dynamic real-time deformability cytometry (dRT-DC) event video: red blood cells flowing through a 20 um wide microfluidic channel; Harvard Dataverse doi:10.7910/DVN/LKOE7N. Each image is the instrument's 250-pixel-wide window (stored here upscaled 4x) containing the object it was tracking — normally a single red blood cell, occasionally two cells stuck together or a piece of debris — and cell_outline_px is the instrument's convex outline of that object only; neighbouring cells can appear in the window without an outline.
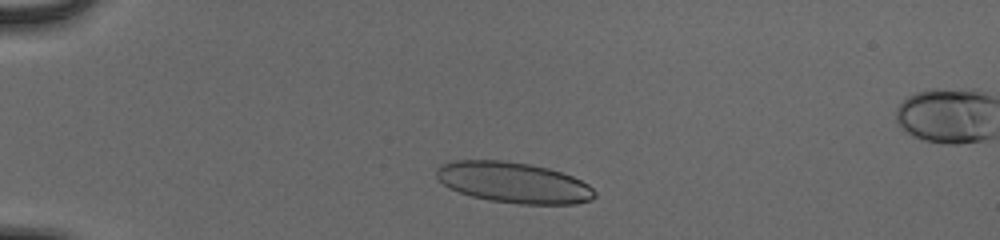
{"species": "human", "species_latin": "Homo sapiens", "temperature_condition": "cold", "stored_images_in_passage": 41, "camera_frame_rate_fps": 3000, "um_per_image_px": 0.085, "donor": {"sex": "male"}, "frame": {"image": 1, "passage_image": 1, "time_ms": 0.0, "image_size_px": [1000, 240], "cell_outline_px": [[596, 196], [592, 200], [576, 204], [520, 204], [488, 200], [472, 196], [448, 188], [436, 176], [436, 168], [440, 164], [452, 160], [504, 160], [528, 164], [548, 168], [572, 176], [588, 184], [596, 192]], "centroid_in_image_um": [43.64, 15.51], "position_along_channel_um": 41.4, "area_um2": 37.74}}
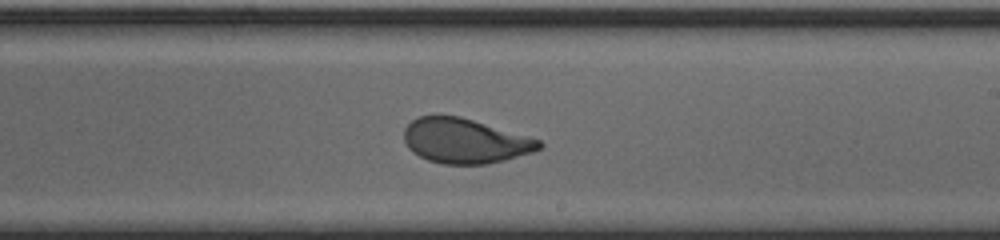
{"frame": {"image": 2, "passage_image": 21, "time_ms": 6.667, "image_size_px": [1000, 240], "cell_outline_px": [[544, 148], [532, 152], [504, 160], [488, 164], [444, 164], [428, 160], [412, 152], [408, 148], [404, 140], [404, 128], [412, 120], [420, 116], [460, 116], [540, 140], [544, 144]], "centroid_in_image_um": [39.52, 11.98], "position_along_channel_um": 249.5, "area_um2": 35.08}}
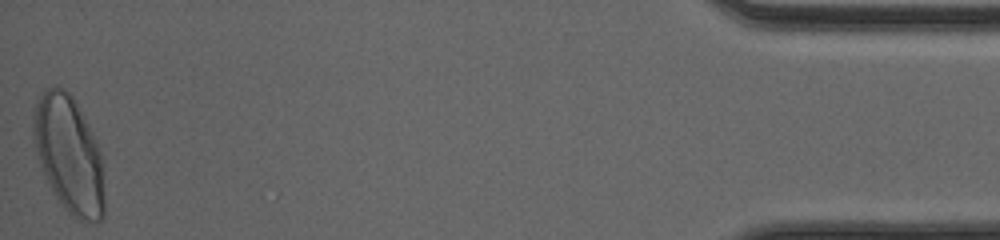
{"frame": {"image": 3, "passage_image": 41, "time_ms": 13.333, "image_size_px": [1000, 240], "cell_outline_px": [[104, 216], [96, 224], [80, 220], [72, 216], [60, 204], [52, 192], [40, 168], [36, 156], [32, 132], [32, 112], [44, 88], [56, 84], [64, 88], [72, 96], [88, 124], [104, 160]], "centroid_in_image_um": [5.85, 13.15], "position_along_channel_um": 429.4, "area_um2": 49.53}, "authors_computed_cell_mechanics": {"area_um2": 37.3966, "velocity_mm_per_s": 3.8889, "shape_relaxation_time_tau1_ms": 4.5201, "shape_relaxation_time_tau2_ms": null, "deformation_change_tau1": 0.1827, "deformation_change_tau2": null}}